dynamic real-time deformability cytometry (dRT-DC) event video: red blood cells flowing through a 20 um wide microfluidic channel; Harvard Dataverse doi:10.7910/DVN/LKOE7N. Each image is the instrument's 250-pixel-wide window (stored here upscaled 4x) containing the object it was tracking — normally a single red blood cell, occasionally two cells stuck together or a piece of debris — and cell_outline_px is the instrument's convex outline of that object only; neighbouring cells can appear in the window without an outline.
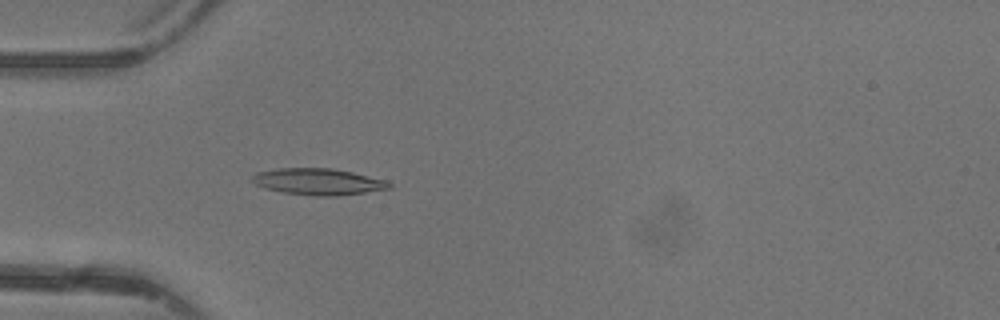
{"species": "common noctule bat (a hibernating species)", "species_latin": "Nyctalus noctula", "temperature_condition": "warm", "stored_images_in_passage": 47, "camera_frame_rate_fps": 3000, "um_per_image_px": 0.085, "animal": {"sex": "female"}, "frame": {"image": 1, "passage_image": 15, "time_ms": 4.667, "image_size_px": [1000, 320], "cell_outline_px": [[392, 188], [336, 196], [316, 196], [284, 192], [264, 188], [256, 184], [252, 180], [252, 176], [256, 172], [276, 168], [332, 168], [352, 172], [388, 180], [392, 184]], "centroid_in_image_um": [27.07, 15.43], "position_along_channel_um": 57.9, "area_um2": 21.15}}
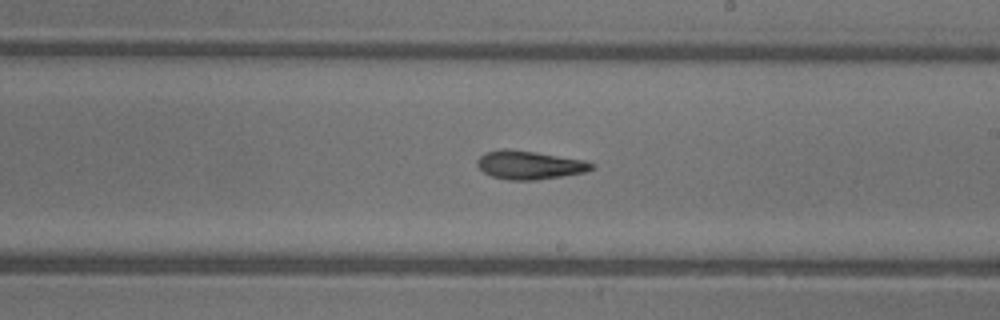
{"frame": {"image": 2, "passage_image": 28, "time_ms": 9.0, "image_size_px": [1000, 320], "cell_outline_px": [[596, 168], [584, 172], [536, 180], [508, 180], [492, 176], [484, 172], [476, 164], [476, 160], [484, 152], [504, 148], [508, 148], [536, 152], [584, 160], [596, 164]], "centroid_in_image_um": [44.99, 14.01], "position_along_channel_um": 244.0, "area_um2": 19.07}}
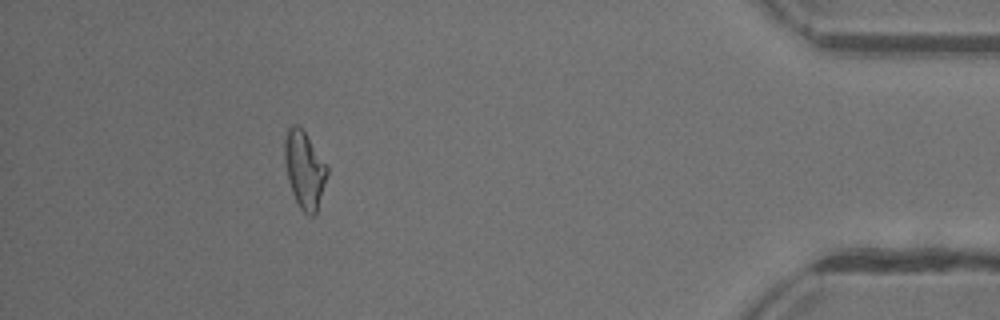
{"frame": {"image": 3, "passage_image": 43, "time_ms": 14.0, "image_size_px": [1000, 320], "cell_outline_px": [[328, 172], [316, 212], [312, 216], [308, 216], [300, 208], [292, 192], [288, 180], [284, 160], [284, 140], [288, 128], [292, 124], [296, 124], [304, 132], [328, 164]], "centroid_in_image_um": [25.87, 14.4], "position_along_channel_um": 409.3, "area_um2": 19.02}, "authors_computed_cell_mechanics": {"area_um2": 19.074, "velocity_mm_per_s": 4.4059, "shape_relaxation_time_tau1_ms": null, "shape_relaxation_time_tau2_ms": 3.6988, "deformation_change_tau1": null, "deformation_change_tau2": 0.1275}}